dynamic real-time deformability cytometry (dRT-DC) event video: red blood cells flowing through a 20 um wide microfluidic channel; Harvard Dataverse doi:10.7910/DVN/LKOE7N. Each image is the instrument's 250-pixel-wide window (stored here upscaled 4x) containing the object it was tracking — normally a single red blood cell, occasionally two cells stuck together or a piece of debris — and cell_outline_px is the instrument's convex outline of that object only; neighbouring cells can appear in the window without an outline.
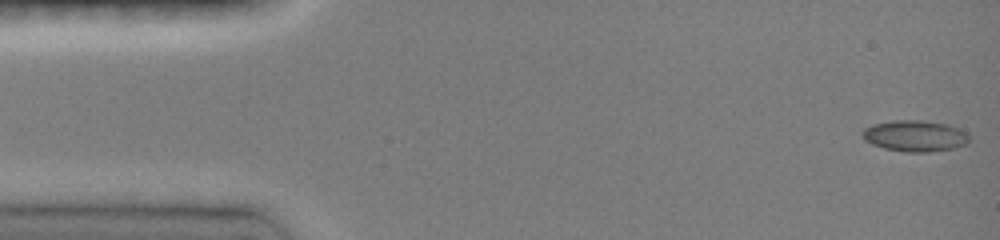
{"species": "common noctule bat (a hibernating species)", "species_latin": "Nyctalus noctula", "temperature_condition": "room temperature", "stored_images_in_passage": 18, "camera_frame_rate_fps": 3000, "um_per_image_px": 0.085, "animal": {"sex": "female", "body_mass_g": 19.0, "forearm_length_mm": 51.5}, "frame": {"image": 1, "passage_image": 1, "time_ms": 0.0, "image_size_px": [1000, 240], "cell_outline_px": [[968, 140], [964, 144], [952, 148], [928, 152], [908, 152], [884, 148], [872, 144], [864, 140], [864, 128], [872, 124], [896, 120], [920, 120], [944, 124], [956, 128], [964, 132], [968, 136]], "centroid_in_image_um": [77.72, 11.55], "position_along_channel_um": 7.3, "area_um2": 18.9}}
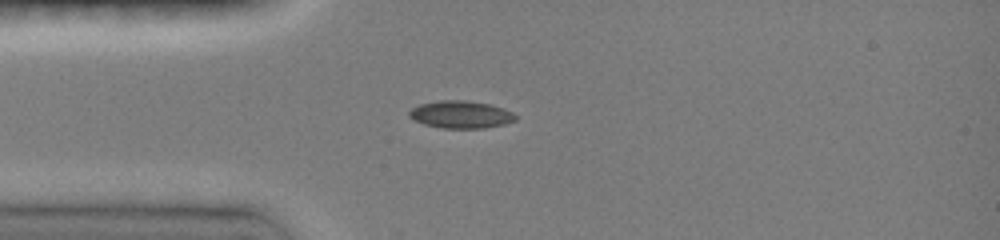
{"frame": {"image": 2, "passage_image": 12, "time_ms": 3.667, "image_size_px": [1000, 240], "cell_outline_px": [[516, 120], [504, 124], [484, 128], [444, 128], [424, 124], [408, 116], [408, 112], [412, 108], [420, 104], [440, 100], [464, 100], [488, 104], [504, 108], [512, 112], [516, 116]], "centroid_in_image_um": [39.17, 9.73], "position_along_channel_um": 45.8, "area_um2": 16.88}}